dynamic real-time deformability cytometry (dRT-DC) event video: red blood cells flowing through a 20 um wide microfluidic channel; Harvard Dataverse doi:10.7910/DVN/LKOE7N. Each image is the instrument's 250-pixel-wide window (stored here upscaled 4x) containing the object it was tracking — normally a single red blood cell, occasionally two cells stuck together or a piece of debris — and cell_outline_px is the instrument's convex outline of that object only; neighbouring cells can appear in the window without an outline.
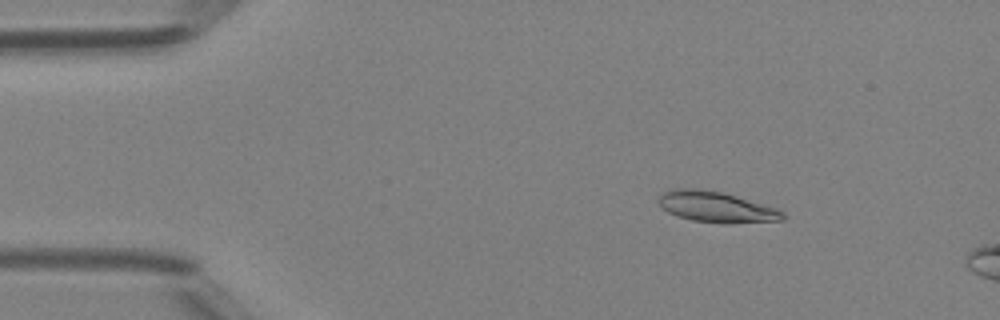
{"species": "Egyptian fruit bat (a non-hibernating species)", "species_latin": "Rousettus aegyptiacus", "temperature_condition": "room temperature", "stored_images_in_passage": 13, "camera_frame_rate_fps": 3000, "um_per_image_px": 0.085, "animal": {"sex": "female"}, "frame": {"image": 1, "passage_image": 6, "time_ms": 1.667, "image_size_px": [1000, 320], "cell_outline_px": [[784, 220], [724, 224], [692, 220], [668, 212], [656, 200], [664, 192], [676, 188], [700, 188], [720, 192], [736, 196], [776, 208], [784, 212]], "centroid_in_image_um": [60.89, 17.59], "position_along_channel_um": 24.1, "area_um2": 22.08}}